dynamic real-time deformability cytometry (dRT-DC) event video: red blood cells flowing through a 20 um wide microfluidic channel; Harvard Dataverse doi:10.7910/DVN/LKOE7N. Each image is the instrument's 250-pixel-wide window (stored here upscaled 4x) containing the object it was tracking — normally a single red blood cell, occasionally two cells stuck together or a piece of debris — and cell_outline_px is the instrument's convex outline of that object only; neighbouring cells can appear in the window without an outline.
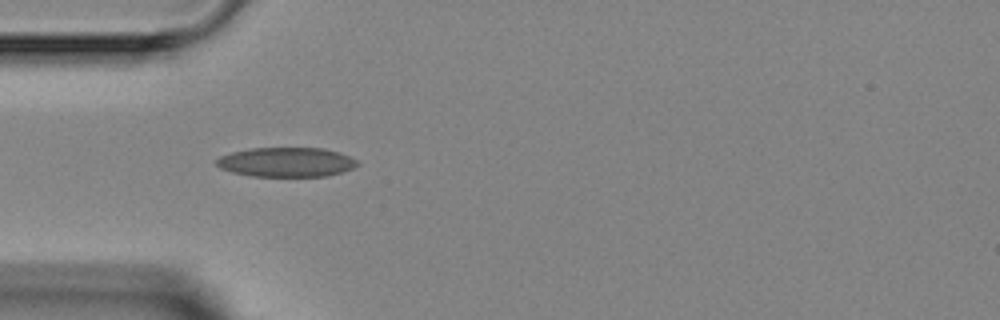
{"species": "Egyptian fruit bat (a non-hibernating species)", "species_latin": "Rousettus aegyptiacus", "temperature_condition": "room temperature", "stored_images_in_passage": 4, "camera_frame_rate_fps": 3000, "um_per_image_px": 0.085, "animal": {"sex": "female"}, "frame": {"image": 1, "passage_image": 4, "time_ms": 4.0, "image_size_px": [1000, 320], "cell_outline_px": [[360, 164], [352, 168], [328, 176], [252, 176], [232, 172], [220, 168], [216, 164], [216, 160], [220, 156], [232, 152], [252, 148], [324, 148], [340, 152], [356, 160]], "centroid_in_image_um": [24.34, 13.78], "position_along_channel_um": 60.7, "area_um2": 24.1}}